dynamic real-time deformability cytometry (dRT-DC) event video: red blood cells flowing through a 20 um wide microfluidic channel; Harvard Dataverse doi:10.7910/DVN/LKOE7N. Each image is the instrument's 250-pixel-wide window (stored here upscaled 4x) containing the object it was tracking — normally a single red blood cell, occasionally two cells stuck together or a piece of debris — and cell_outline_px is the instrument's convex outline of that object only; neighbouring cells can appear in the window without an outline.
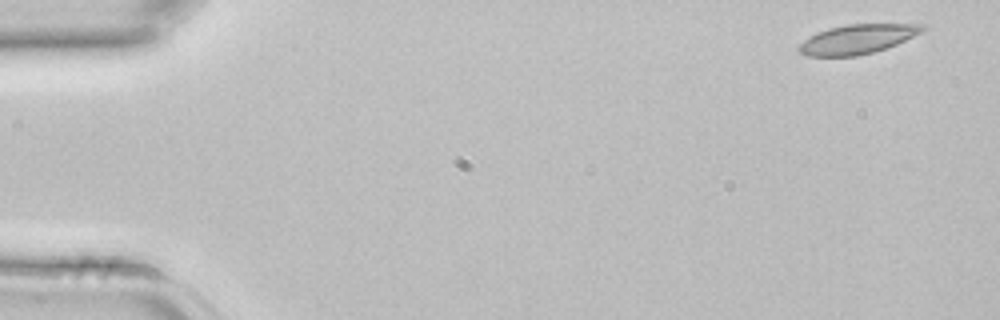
{"species": "common noctule bat (a hibernating species)", "species_latin": "Nyctalus noctula", "temperature_condition": "room temperature", "stored_images_in_passage": 4, "camera_frame_rate_fps": 3000, "um_per_image_px": 0.085, "animal": {"sex": "female", "body_mass_g": 22.7, "forearm_length_mm": 54.2}, "frame": {"image": 1, "passage_image": 1, "time_ms": 0.0, "image_size_px": [1000, 320], "cell_outline_px": [[928, 28], [896, 44], [872, 52], [856, 56], [808, 56], [800, 52], [796, 48], [804, 40], [828, 28], [848, 24], [924, 24]], "centroid_in_image_um": [72.87, 3.32], "position_along_channel_um": 12.1, "area_um2": 20.75}}